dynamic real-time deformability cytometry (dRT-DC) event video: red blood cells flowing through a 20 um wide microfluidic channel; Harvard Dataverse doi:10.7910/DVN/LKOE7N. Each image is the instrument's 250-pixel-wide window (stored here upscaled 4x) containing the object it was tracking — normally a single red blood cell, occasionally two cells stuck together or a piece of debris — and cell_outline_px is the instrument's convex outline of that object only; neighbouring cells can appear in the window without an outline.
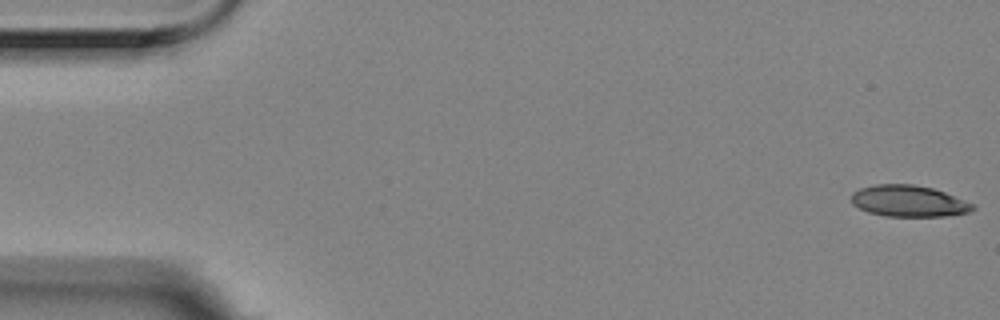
{"species": "Egyptian fruit bat (a non-hibernating species)", "species_latin": "Rousettus aegyptiacus", "temperature_condition": "room temperature", "stored_images_in_passage": 3, "camera_frame_rate_fps": 3000, "um_per_image_px": 0.085, "animal": {"sex": "female"}, "frame": {"image": 1, "passage_image": 1, "time_ms": 0.0, "image_size_px": [1000, 320], "cell_outline_px": [[976, 208], [968, 212], [944, 216], [884, 216], [868, 212], [852, 204], [852, 192], [860, 188], [876, 184], [912, 184], [932, 188], [944, 192], [976, 204]], "centroid_in_image_um": [77.24, 17.09], "position_along_channel_um": 7.8, "area_um2": 22.2}}
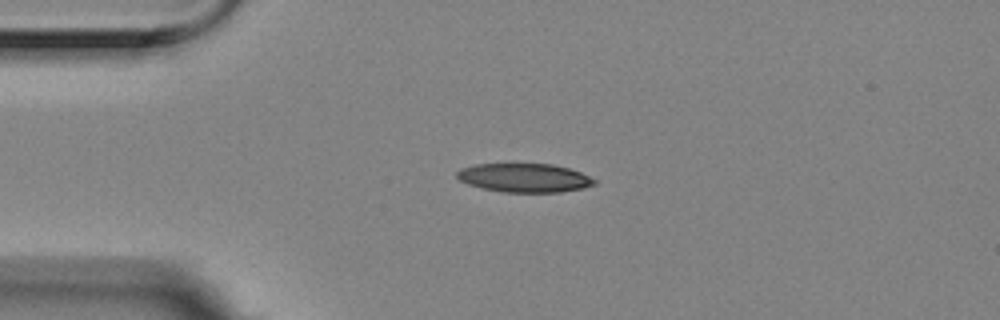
{"frame": {"image": 2, "passage_image": 2, "time_ms": 0.333, "image_size_px": [1000, 320], "cell_outline_px": [[596, 184], [584, 188], [560, 192], [504, 192], [480, 188], [468, 184], [460, 180], [456, 176], [456, 172], [460, 168], [476, 164], [552, 164], [568, 168], [580, 172], [596, 180]], "centroid_in_image_um": [44.56, 15.12], "position_along_channel_um": 40.4, "area_um2": 23.06}}